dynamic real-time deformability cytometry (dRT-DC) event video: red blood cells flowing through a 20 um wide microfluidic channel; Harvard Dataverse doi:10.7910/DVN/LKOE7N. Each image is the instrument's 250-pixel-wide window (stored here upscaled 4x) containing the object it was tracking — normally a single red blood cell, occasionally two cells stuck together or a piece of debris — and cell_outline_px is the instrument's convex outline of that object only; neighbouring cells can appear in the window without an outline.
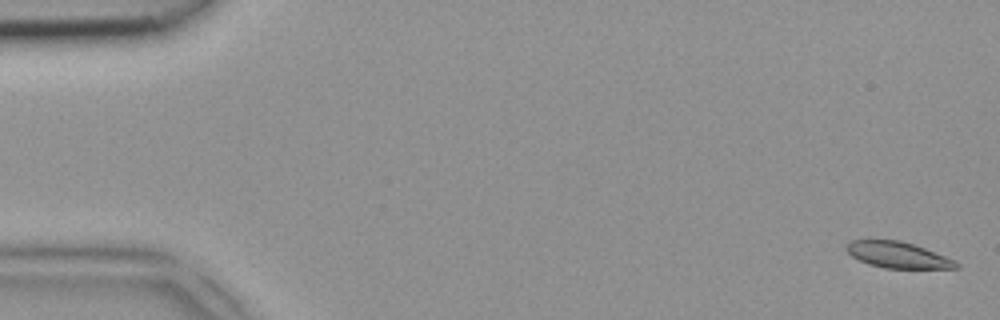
{"species": "common noctule bat (a hibernating species)", "species_latin": "Nyctalus noctula", "temperature_condition": "room temperature", "stored_images_in_passage": 47, "camera_frame_rate_fps": 3000, "um_per_image_px": 0.085, "animal": {"sex": "female", "body_mass_g": 18.4}, "frame": {"image": 1, "passage_image": 1, "time_ms": 0.0, "image_size_px": [1000, 320], "cell_outline_px": [[960, 268], [884, 268], [868, 264], [852, 256], [844, 248], [852, 240], [900, 240], [924, 248], [956, 260], [960, 264]], "centroid_in_image_um": [76.33, 21.67], "position_along_channel_um": 8.7, "area_um2": 16.59}}
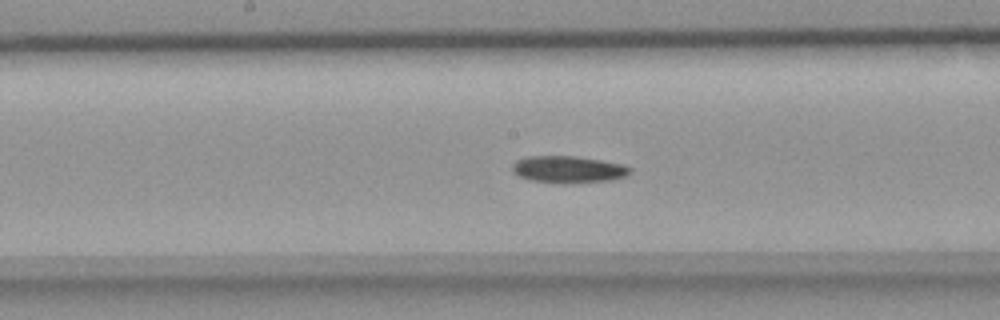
{"frame": {"image": 2, "passage_image": 24, "time_ms": 7.667, "image_size_px": [1000, 320], "cell_outline_px": [[632, 172], [624, 176], [612, 180], [560, 184], [532, 180], [520, 176], [512, 172], [512, 164], [516, 160], [528, 156], [576, 156], [600, 160], [620, 164], [632, 168]], "centroid_in_image_um": [48.28, 14.4], "position_along_channel_um": 199.9, "area_um2": 18.5}}
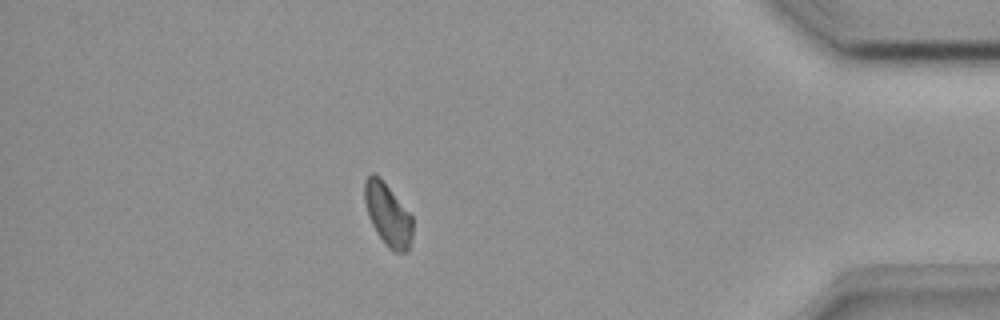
{"frame": {"image": 3, "passage_image": 41, "time_ms": 13.333, "image_size_px": [1000, 320], "cell_outline_px": [[412, 236], [408, 252], [396, 252], [388, 248], [384, 244], [372, 224], [368, 216], [364, 200], [364, 180], [372, 172], [380, 176], [412, 216]], "centroid_in_image_um": [32.95, 18.23], "position_along_channel_um": 402.2, "area_um2": 17.57}}